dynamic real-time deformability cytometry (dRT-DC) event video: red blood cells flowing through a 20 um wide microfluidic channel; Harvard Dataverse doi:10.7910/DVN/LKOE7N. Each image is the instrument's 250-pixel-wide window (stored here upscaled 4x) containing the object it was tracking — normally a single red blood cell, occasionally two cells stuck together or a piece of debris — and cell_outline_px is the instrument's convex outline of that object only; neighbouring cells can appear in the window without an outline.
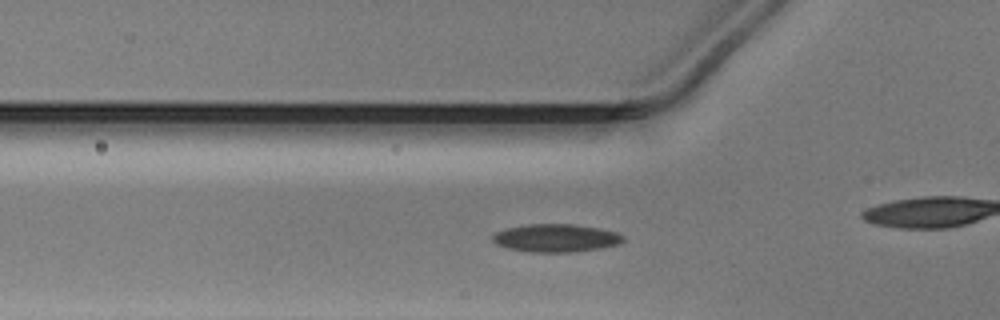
{"species": "Egyptian fruit bat (a non-hibernating species)", "species_latin": "Rousettus aegyptiacus", "temperature_condition": "warm", "stored_images_in_passage": 39, "camera_frame_rate_fps": 3000, "um_per_image_px": 0.085, "animal": {"sex": "male"}, "frame": {"image": 1, "passage_image": 13, "time_ms": 4.0, "image_size_px": [1000, 320], "cell_outline_px": [[624, 240], [620, 244], [600, 248], [572, 252], [532, 252], [508, 248], [496, 244], [492, 240], [492, 236], [496, 232], [504, 228], [528, 224], [576, 224], [600, 228], [616, 232], [624, 236]], "centroid_in_image_um": [47.26, 20.22], "position_along_channel_um": 78.5, "area_um2": 21.39}}
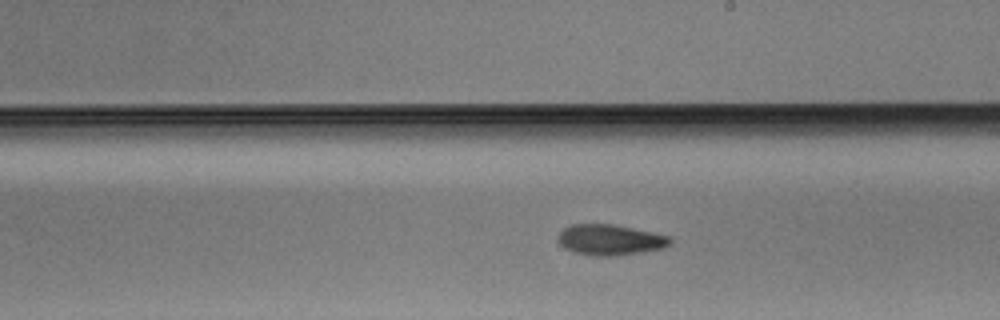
{"frame": {"image": 2, "passage_image": 25, "time_ms": 8.0, "image_size_px": [1000, 320], "cell_outline_px": [[672, 244], [664, 248], [640, 252], [612, 256], [592, 256], [576, 252], [560, 244], [560, 232], [568, 224], [612, 224], [652, 232], [668, 236], [672, 240]], "centroid_in_image_um": [51.89, 20.38], "position_along_channel_um": 237.1, "area_um2": 19.77}}
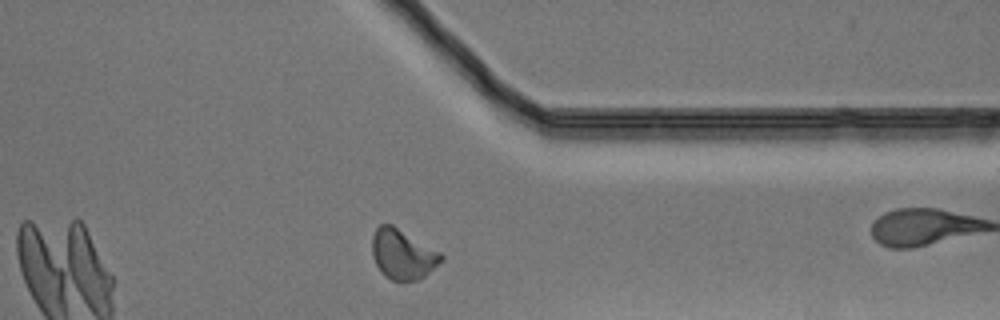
{"frame": {"image": 3, "passage_image": 36, "time_ms": 11.667, "image_size_px": [1000, 320], "cell_outline_px": [[444, 260], [420, 280], [392, 280], [384, 276], [380, 272], [372, 256], [372, 236], [376, 228], [380, 224], [392, 224], [440, 252], [444, 256]], "centroid_in_image_um": [34.22, 21.62], "position_along_channel_um": 377.2, "area_um2": 20.17}}